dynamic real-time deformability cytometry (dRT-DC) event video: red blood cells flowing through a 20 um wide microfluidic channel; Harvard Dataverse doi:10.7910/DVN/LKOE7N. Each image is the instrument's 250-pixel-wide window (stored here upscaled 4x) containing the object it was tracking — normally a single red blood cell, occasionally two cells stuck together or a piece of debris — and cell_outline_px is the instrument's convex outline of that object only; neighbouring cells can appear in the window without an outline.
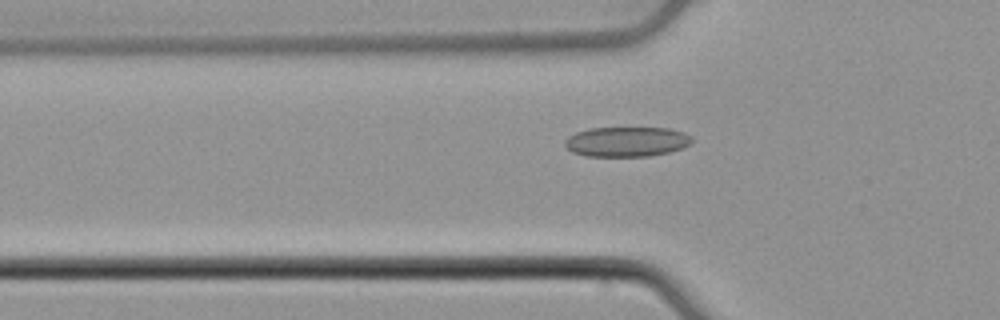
{"species": "common noctule bat (a hibernating species)", "species_latin": "Nyctalus noctula", "temperature_condition": "cold", "stored_images_in_passage": 47, "camera_frame_rate_fps": 3000, "um_per_image_px": 0.085, "animal": {"sex": "male", "body_mass_g": 21.5, "forearm_length_mm": 52.0}, "frame": {"image": 1, "passage_image": 18, "time_ms": 5.667, "image_size_px": [1000, 320], "cell_outline_px": [[692, 140], [688, 144], [680, 148], [668, 152], [648, 156], [588, 156], [572, 152], [564, 144], [564, 140], [568, 136], [576, 132], [588, 128], [668, 128], [684, 132], [692, 136]], "centroid_in_image_um": [53.23, 12.03], "position_along_channel_um": 72.6, "area_um2": 22.02}}
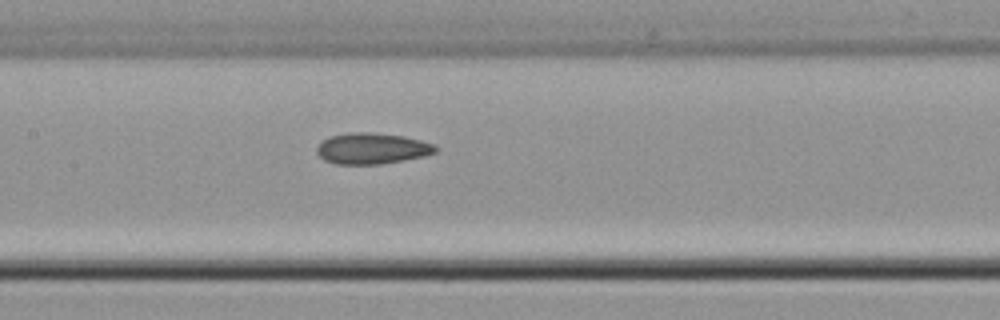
{"frame": {"image": 2, "passage_image": 26, "time_ms": 8.333, "image_size_px": [1000, 320], "cell_outline_px": [[440, 148], [436, 152], [424, 156], [404, 160], [380, 164], [336, 164], [324, 160], [316, 152], [316, 148], [328, 136], [348, 132], [368, 132], [404, 136], [436, 144]], "centroid_in_image_um": [31.64, 12.61], "position_along_channel_um": 175.8, "area_um2": 21.62}}
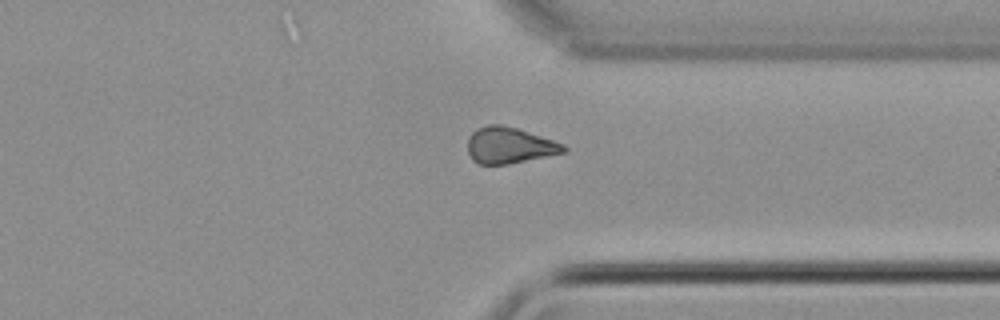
{"frame": {"image": 3, "passage_image": 41, "time_ms": 13.333, "image_size_px": [1000, 320], "cell_outline_px": [[568, 152], [508, 164], [476, 164], [472, 160], [468, 152], [468, 136], [476, 128], [488, 124], [500, 124], [516, 128], [564, 144], [568, 148]], "centroid_in_image_um": [43.28, 12.36], "position_along_channel_um": 368.1, "area_um2": 20.35}}